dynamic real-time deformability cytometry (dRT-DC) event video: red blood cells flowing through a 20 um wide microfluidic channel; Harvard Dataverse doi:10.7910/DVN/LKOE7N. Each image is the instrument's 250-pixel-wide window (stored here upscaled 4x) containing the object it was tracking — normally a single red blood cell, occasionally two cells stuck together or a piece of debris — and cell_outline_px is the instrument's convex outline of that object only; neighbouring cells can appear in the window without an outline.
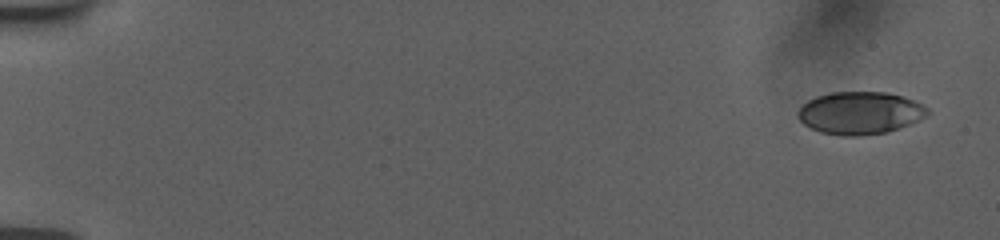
{"species": "human", "species_latin": "Homo sapiens", "temperature_condition": "room temperature", "stored_images_in_passage": 54, "camera_frame_rate_fps": 3000, "um_per_image_px": 0.085, "donor": {"sex": "female"}, "frame": {"image": 1, "passage_image": 1, "time_ms": 0.0, "image_size_px": [1000, 240], "cell_outline_px": [[932, 112], [928, 116], [920, 120], [900, 128], [888, 132], [860, 136], [840, 136], [820, 132], [804, 124], [796, 116], [796, 112], [808, 100], [816, 96], [832, 92], [884, 92], [900, 96], [912, 100], [928, 108]], "centroid_in_image_um": [73.11, 9.61], "position_along_channel_um": 11.9, "area_um2": 32.31}}
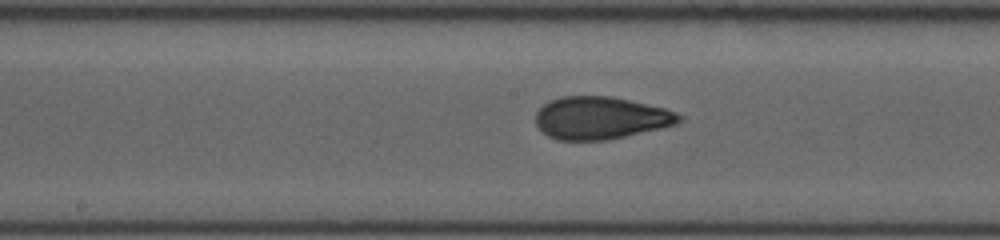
{"frame": {"image": 2, "passage_image": 29, "time_ms": 9.333, "image_size_px": [1000, 240], "cell_outline_px": [[684, 120], [676, 124], [660, 128], [624, 136], [604, 140], [556, 140], [548, 136], [536, 124], [536, 112], [548, 100], [560, 96], [612, 96], [664, 108], [676, 112], [684, 116]], "centroid_in_image_um": [51.05, 10.01], "position_along_channel_um": 197.2, "area_um2": 35.49}}
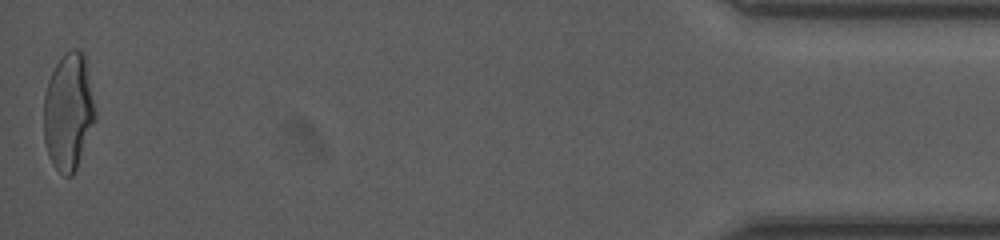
{"frame": {"image": 3, "passage_image": 54, "time_ms": 17.667, "image_size_px": [1000, 240], "cell_outline_px": [[96, 120], [76, 168], [72, 176], [64, 176], [52, 164], [48, 156], [44, 140], [44, 96], [48, 80], [56, 64], [64, 52], [72, 48], [80, 48], [84, 52], [96, 112]], "centroid_in_image_um": [5.82, 9.47], "position_along_channel_um": 429.4, "area_um2": 35.32}, "authors_computed_cell_mechanics": {"area_um2": 34.7956, "velocity_mm_per_s": 3.7616, "shape_relaxation_time_tau1_ms": null, "shape_relaxation_time_tau2_ms": 0.9381, "deformation_change_tau1": null, "deformation_change_tau2": 0.0747}}